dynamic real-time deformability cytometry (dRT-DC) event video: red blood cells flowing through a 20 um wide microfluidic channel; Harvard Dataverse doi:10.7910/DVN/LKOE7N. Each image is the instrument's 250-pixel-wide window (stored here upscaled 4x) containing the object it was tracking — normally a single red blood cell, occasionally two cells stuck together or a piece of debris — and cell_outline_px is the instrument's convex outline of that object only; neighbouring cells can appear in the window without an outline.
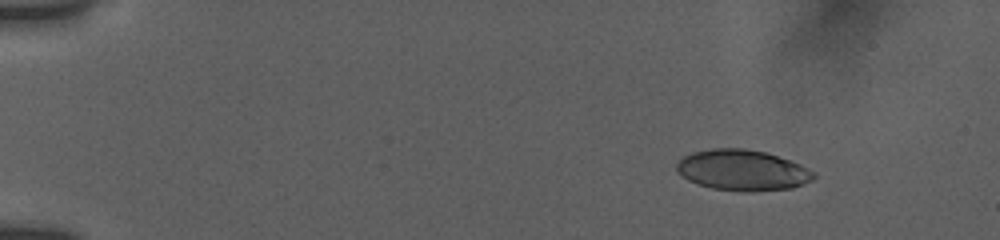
{"species": "human", "species_latin": "Homo sapiens", "temperature_condition": "room temperature", "stored_images_in_passage": 37, "camera_frame_rate_fps": 3000, "um_per_image_px": 0.085, "donor": {"sex": "female"}, "frame": {"image": 1, "passage_image": 4, "time_ms": 1.667, "image_size_px": [1000, 240], "cell_outline_px": [[816, 176], [812, 180], [804, 184], [792, 188], [712, 188], [696, 184], [688, 180], [676, 172], [676, 164], [684, 156], [692, 152], [712, 148], [744, 148], [764, 152], [800, 164], [816, 172]], "centroid_in_image_um": [63.07, 14.41], "position_along_channel_um": 21.9, "area_um2": 31.5}}
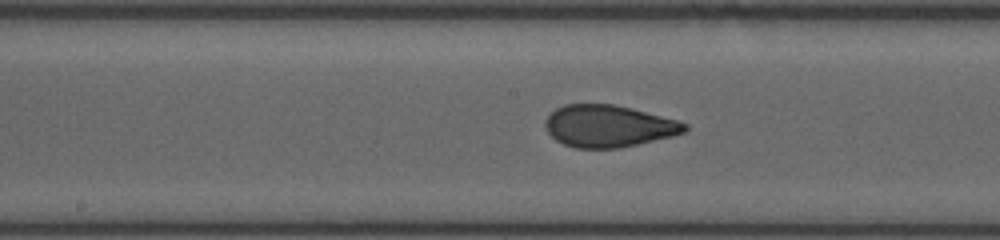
{"frame": {"image": 2, "passage_image": 21, "time_ms": 9.333, "image_size_px": [1000, 240], "cell_outline_px": [[688, 128], [684, 132], [672, 136], [620, 148], [576, 148], [564, 144], [556, 140], [548, 132], [544, 124], [544, 120], [556, 108], [564, 104], [612, 104], [632, 108], [676, 120], [688, 124]], "centroid_in_image_um": [51.7, 10.71], "position_along_channel_um": 196.5, "area_um2": 33.99}}
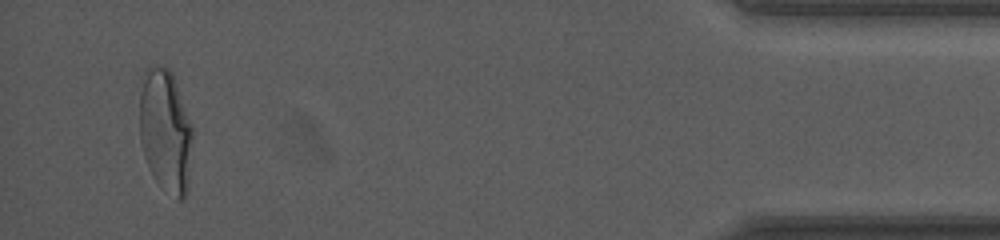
{"frame": {"image": 3, "passage_image": 37, "time_ms": 17.0, "image_size_px": [1000, 240], "cell_outline_px": [[192, 136], [188, 188], [184, 196], [180, 200], [176, 200], [156, 180], [148, 168], [144, 156], [140, 140], [140, 96], [144, 72], [152, 64], [168, 68], [172, 72], [192, 128]], "centroid_in_image_um": [14.05, 11.13], "position_along_channel_um": 421.1, "area_um2": 37.74}, "authors_computed_cell_mechanics": {"area_um2": 34.391, "velocity_mm_per_s": 3.7871, "shape_relaxation_time_tau1_ms": 5.2492, "shape_relaxation_time_tau2_ms": 0.8624, "deformation_change_tau1": 0.1804, "deformation_change_tau2": 0.0707}}